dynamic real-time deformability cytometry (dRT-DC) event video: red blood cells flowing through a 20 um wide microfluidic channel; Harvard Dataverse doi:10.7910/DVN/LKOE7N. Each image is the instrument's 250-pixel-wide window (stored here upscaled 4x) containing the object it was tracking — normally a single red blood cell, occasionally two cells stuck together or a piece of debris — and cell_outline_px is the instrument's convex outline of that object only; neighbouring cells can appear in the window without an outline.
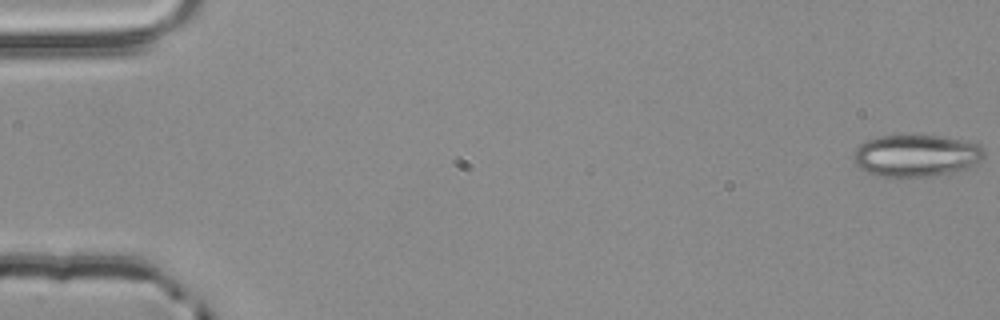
{"species": "common noctule bat (a hibernating species)", "species_latin": "Nyctalus noctula", "temperature_condition": "room temperature", "stored_images_in_passage": 55, "camera_frame_rate_fps": 3000, "um_per_image_px": 0.085, "animal": {"sex": "male", "body_mass_g": 20.4}, "frame": {"image": 1, "passage_image": 1, "time_ms": 0.0, "image_size_px": [1000, 320], "cell_outline_px": [[984, 156], [976, 164], [968, 168], [928, 176], [880, 176], [864, 172], [852, 160], [852, 156], [856, 148], [860, 144], [868, 140], [880, 136], [944, 136], [980, 144], [984, 148]], "centroid_in_image_um": [77.86, 13.22], "position_along_channel_um": 7.1, "area_um2": 31.79}}
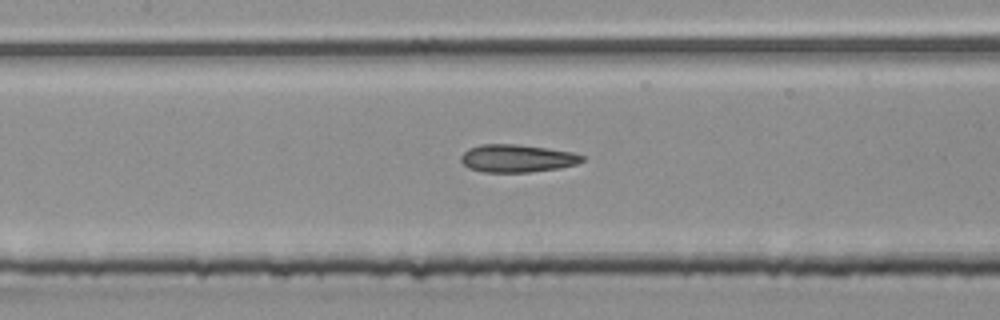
{"frame": {"image": 2, "passage_image": 26, "time_ms": 8.333, "image_size_px": [1000, 320], "cell_outline_px": [[584, 160], [576, 164], [560, 168], [528, 172], [484, 172], [468, 168], [460, 160], [460, 156], [468, 148], [480, 144], [516, 144], [548, 148], [572, 152], [584, 156]], "centroid_in_image_um": [43.93, 13.45], "position_along_channel_um": 163.5, "area_um2": 19.65}}
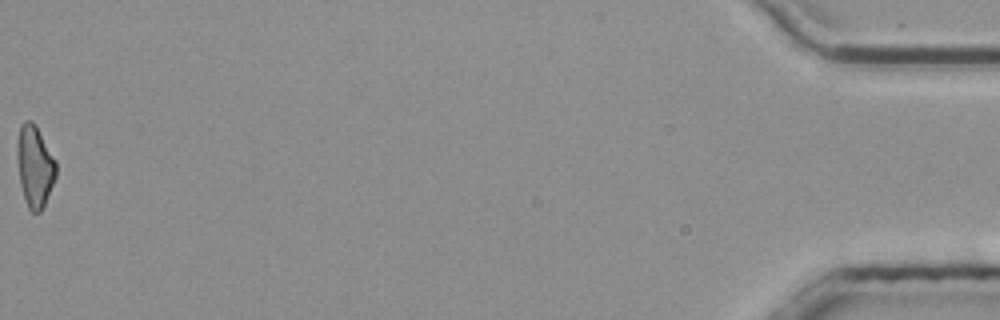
{"frame": {"image": 3, "passage_image": 55, "time_ms": 18.0, "image_size_px": [1000, 320], "cell_outline_px": [[56, 176], [44, 204], [40, 212], [32, 212], [28, 208], [20, 184], [16, 160], [16, 144], [20, 124], [24, 120], [32, 120], [36, 124], [56, 160]], "centroid_in_image_um": [2.93, 14.06], "position_along_channel_um": 432.3, "area_um2": 18.73}, "authors_computed_cell_mechanics": {"area_um2": 19.4786, "velocity_mm_per_s": 3.8875, "shape_relaxation_time_tau1_ms": 6.4192, "shape_relaxation_time_tau2_ms": 2.3625, "deformation_change_tau1": 0.1532, "deformation_change_tau2": 0.1305}}